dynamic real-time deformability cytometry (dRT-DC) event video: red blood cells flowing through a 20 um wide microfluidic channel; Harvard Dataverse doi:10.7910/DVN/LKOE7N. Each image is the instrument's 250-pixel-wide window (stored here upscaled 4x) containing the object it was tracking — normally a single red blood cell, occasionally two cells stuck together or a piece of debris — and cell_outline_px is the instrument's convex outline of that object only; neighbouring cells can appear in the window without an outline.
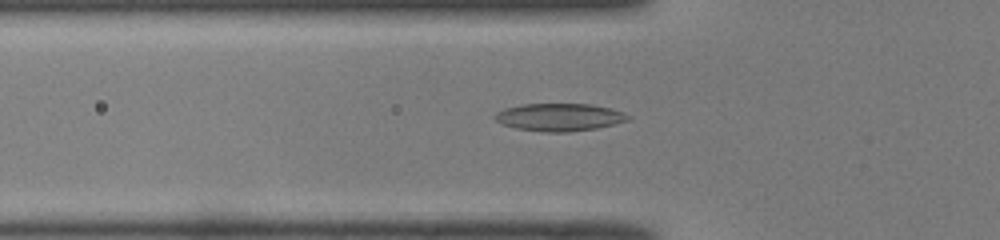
{"species": "common noctule bat (a hibernating species)", "species_latin": "Nyctalus noctula", "temperature_condition": "room temperature", "stored_images_in_passage": 49, "camera_frame_rate_fps": 3000, "um_per_image_px": 0.085, "animal": {"sex": "male", "body_mass_g": 19.0, "forearm_length_mm": 50.8}, "frame": {"image": 1, "passage_image": 17, "time_ms": 5.333, "image_size_px": [1000, 240], "cell_outline_px": [[632, 116], [628, 120], [596, 128], [568, 132], [544, 132], [516, 128], [504, 124], [496, 120], [496, 112], [504, 108], [524, 104], [592, 104], [624, 112]], "centroid_in_image_um": [47.57, 9.96], "position_along_channel_um": 78.2, "area_um2": 21.21}}
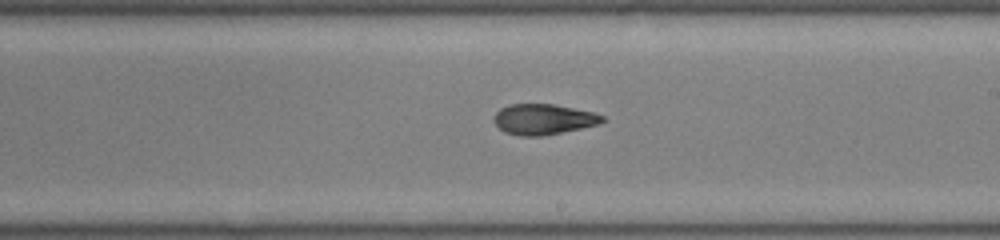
{"frame": {"image": 2, "passage_image": 29, "time_ms": 9.333, "image_size_px": [1000, 240], "cell_outline_px": [[604, 120], [600, 124], [540, 136], [520, 136], [504, 132], [496, 124], [496, 112], [500, 108], [512, 104], [552, 104], [592, 112], [604, 116]], "centroid_in_image_um": [46.19, 10.14], "position_along_channel_um": 242.8, "area_um2": 18.9}}
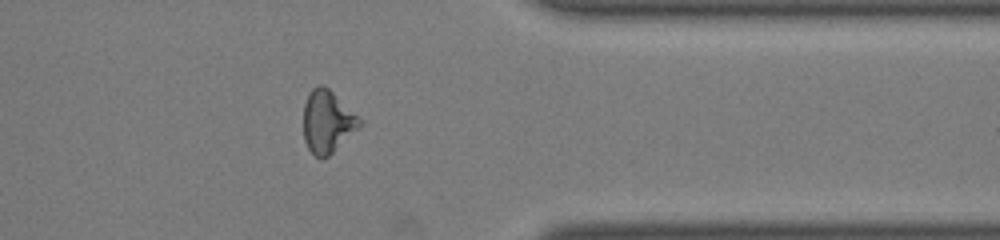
{"frame": {"image": 3, "passage_image": 40, "time_ms": 13.0, "image_size_px": [1000, 240], "cell_outline_px": [[360, 124], [328, 156], [316, 156], [308, 148], [304, 140], [304, 104], [308, 92], [312, 88], [320, 84], [324, 84], [360, 120]], "centroid_in_image_um": [27.75, 10.3], "position_along_channel_um": 383.7, "area_um2": 19.48}, "authors_computed_cell_mechanics": {"area_um2": 20.23, "velocity_mm_per_s": 4.1058, "shape_relaxation_time_tau1_ms": null, "shape_relaxation_time_tau2_ms": 3.1644, "deformation_change_tau1": null, "deformation_change_tau2": 0.1005}}